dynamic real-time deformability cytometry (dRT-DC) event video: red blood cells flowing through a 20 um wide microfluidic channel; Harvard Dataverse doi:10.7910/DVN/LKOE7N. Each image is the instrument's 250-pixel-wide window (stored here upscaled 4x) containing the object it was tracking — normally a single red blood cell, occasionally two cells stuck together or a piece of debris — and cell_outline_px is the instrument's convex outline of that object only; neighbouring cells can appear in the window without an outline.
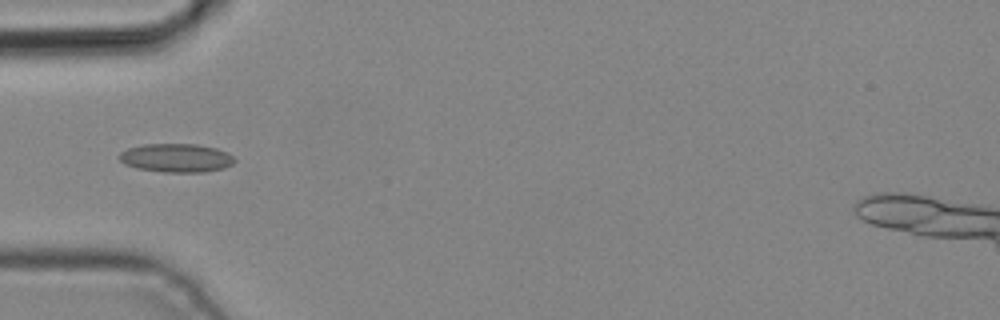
{"species": "common noctule bat (a hibernating species)", "species_latin": "Nyctalus noctula", "temperature_condition": "cold", "stored_images_in_passage": 5, "camera_frame_rate_fps": 3000, "um_per_image_px": 0.085, "animal": {"sex": "male", "body_mass_g": 19.2, "forearm_length_mm": 51.8}, "frame": {"image": 1, "passage_image": 5, "time_ms": 1.333, "image_size_px": [1000, 320], "cell_outline_px": [[236, 160], [232, 164], [224, 168], [204, 172], [164, 172], [136, 168], [124, 164], [120, 160], [120, 152], [128, 148], [144, 144], [196, 144], [216, 148], [228, 152]], "centroid_in_image_um": [14.99, 13.42], "position_along_channel_um": 70.0, "area_um2": 19.25}}